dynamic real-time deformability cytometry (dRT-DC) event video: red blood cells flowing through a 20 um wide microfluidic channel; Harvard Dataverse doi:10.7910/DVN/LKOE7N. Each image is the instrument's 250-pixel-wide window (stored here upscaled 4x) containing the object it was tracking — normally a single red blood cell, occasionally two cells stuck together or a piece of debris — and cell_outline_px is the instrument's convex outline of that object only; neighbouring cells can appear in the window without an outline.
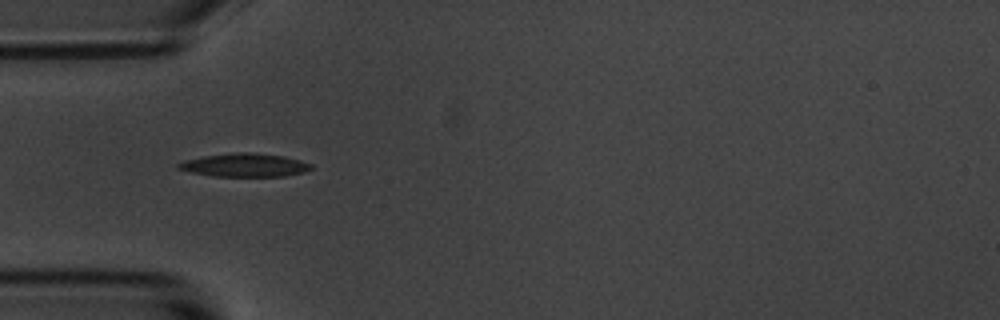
{"species": "common noctule bat (a hibernating species)", "species_latin": "Nyctalus noctula", "temperature_condition": "room temperature", "stored_images_in_passage": 3, "camera_frame_rate_fps": 3000, "um_per_image_px": 0.085, "animal": {"sex": "male", "body_mass_g": 20.1, "forearm_length_mm": 53.5}, "frame": {"image": 1, "passage_image": 1, "time_ms": 0.0, "image_size_px": [1000, 320], "cell_outline_px": [[312, 168], [304, 172], [284, 176], [212, 176], [192, 172], [176, 168], [176, 164], [184, 160], [204, 156], [232, 152], [252, 152], [284, 156], [300, 160], [312, 164]], "centroid_in_image_um": [20.79, 14.02], "position_along_channel_um": 64.2, "area_um2": 18.09}}
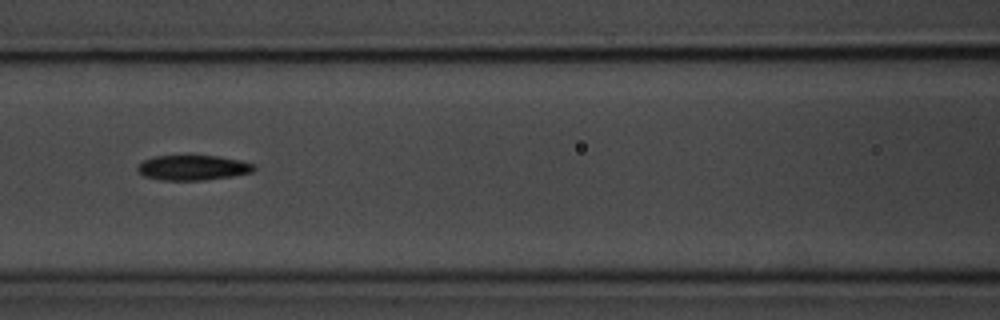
{"frame": {"image": 2, "passage_image": 3, "time_ms": 2.333, "image_size_px": [1000, 320], "cell_outline_px": [[256, 168], [252, 172], [232, 176], [204, 180], [160, 180], [144, 176], [136, 168], [144, 160], [152, 156], [192, 152], [220, 156], [240, 160], [256, 164]], "centroid_in_image_um": [16.4, 14.19], "position_along_channel_um": 150.2, "area_um2": 17.98}}